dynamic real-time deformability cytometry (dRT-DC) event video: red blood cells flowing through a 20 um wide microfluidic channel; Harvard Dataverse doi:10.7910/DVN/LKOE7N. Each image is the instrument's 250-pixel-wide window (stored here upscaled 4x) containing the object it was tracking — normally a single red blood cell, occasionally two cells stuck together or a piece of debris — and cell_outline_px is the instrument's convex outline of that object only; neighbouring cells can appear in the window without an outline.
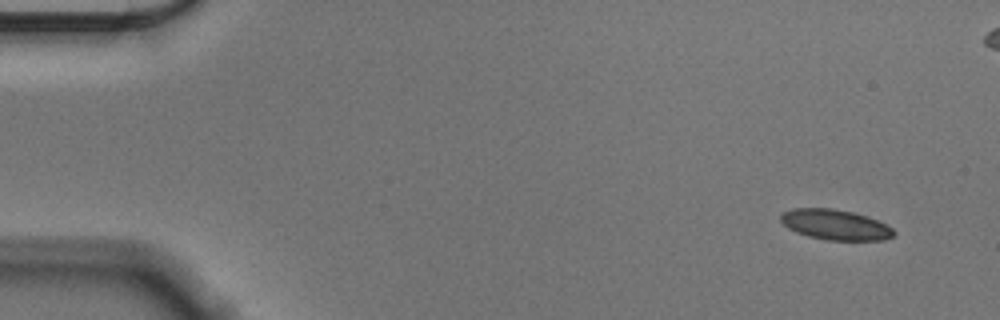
{"species": "Egyptian fruit bat (a non-hibernating species)", "species_latin": "Rousettus aegyptiacus", "temperature_condition": "cold", "stored_images_in_passage": 14, "camera_frame_rate_fps": 3000, "um_per_image_px": 0.085, "animal": {"sex": "male"}, "frame": {"image": 1, "passage_image": 1, "time_ms": 0.0, "image_size_px": [1000, 320], "cell_outline_px": [[896, 236], [880, 240], [828, 240], [808, 236], [796, 232], [788, 228], [780, 220], [780, 216], [784, 212], [792, 208], [832, 208], [852, 212], [876, 220], [892, 228], [896, 232]], "centroid_in_image_um": [70.99, 19.1], "position_along_channel_um": 14.0, "area_um2": 19.83}}